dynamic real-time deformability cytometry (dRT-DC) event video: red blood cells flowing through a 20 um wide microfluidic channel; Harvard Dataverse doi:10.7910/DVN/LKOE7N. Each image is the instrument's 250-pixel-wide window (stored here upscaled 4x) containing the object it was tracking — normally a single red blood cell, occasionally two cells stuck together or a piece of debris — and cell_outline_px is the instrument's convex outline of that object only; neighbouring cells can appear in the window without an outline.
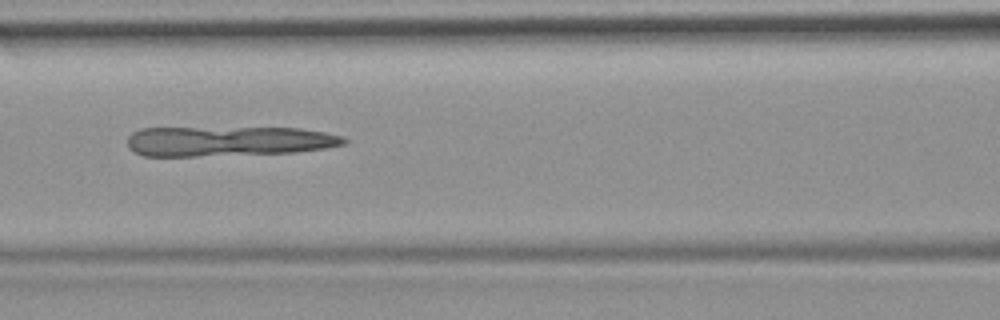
{"species": "common noctule bat (a hibernating species)", "species_latin": "Nyctalus noctula", "temperature_condition": "room temperature", "stored_images_in_passage": 53, "camera_frame_rate_fps": 3000, "um_per_image_px": 0.085, "animal": {"sex": "female", "body_mass_g": 19.9}, "frame": {"image": 1, "passage_image": 23, "time_ms": 7.333, "image_size_px": [1000, 320], "cell_outline_px": [[348, 140], [344, 144], [324, 148], [296, 152], [196, 156], [144, 156], [128, 148], [128, 136], [132, 132], [140, 128], [300, 128], [324, 132], [344, 136]], "centroid_in_image_um": [19.39, 12.0], "position_along_channel_um": 147.2, "area_um2": 37.74}}